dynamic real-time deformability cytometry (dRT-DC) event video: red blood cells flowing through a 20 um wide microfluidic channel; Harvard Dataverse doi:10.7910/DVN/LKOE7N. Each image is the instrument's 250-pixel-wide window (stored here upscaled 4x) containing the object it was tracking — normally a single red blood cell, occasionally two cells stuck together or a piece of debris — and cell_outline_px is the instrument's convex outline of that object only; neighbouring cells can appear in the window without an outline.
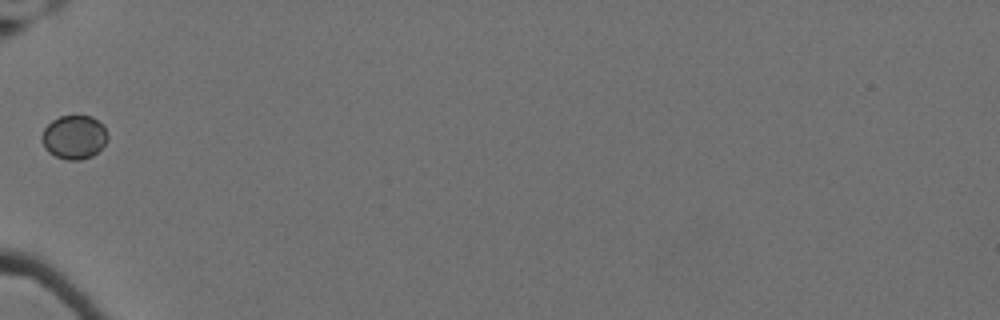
{"species": "Egyptian fruit bat (a non-hibernating species)", "species_latin": "Rousettus aegyptiacus", "temperature_condition": "cold", "stored_images_in_passage": 4, "camera_frame_rate_fps": 3000, "um_per_image_px": 0.085, "animal": {"sex": "female"}, "frame": {"image": 1, "passage_image": 1, "time_ms": 0.0, "image_size_px": [1000, 320], "cell_outline_px": [[108, 136], [104, 144], [92, 156], [80, 160], [68, 160], [56, 156], [48, 152], [44, 148], [40, 140], [40, 136], [44, 128], [52, 120], [60, 116], [92, 116], [104, 124]], "centroid_in_image_um": [6.28, 11.65], "position_along_channel_um": 78.7, "area_um2": 16.94}}
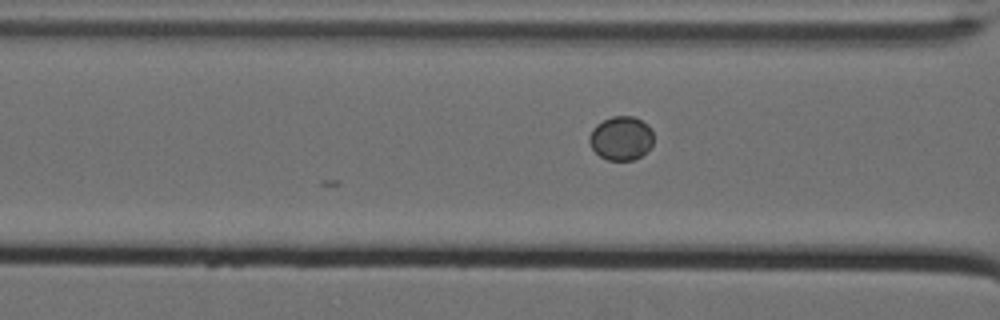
{"frame": {"image": 2, "passage_image": 4, "time_ms": 1.0, "image_size_px": [1000, 320], "cell_outline_px": [[652, 144], [640, 156], [632, 160], [608, 160], [600, 156], [592, 148], [588, 140], [588, 136], [592, 128], [596, 124], [612, 116], [632, 116], [648, 124], [652, 132]], "centroid_in_image_um": [52.76, 11.74], "position_along_channel_um": 113.8, "area_um2": 16.3}}